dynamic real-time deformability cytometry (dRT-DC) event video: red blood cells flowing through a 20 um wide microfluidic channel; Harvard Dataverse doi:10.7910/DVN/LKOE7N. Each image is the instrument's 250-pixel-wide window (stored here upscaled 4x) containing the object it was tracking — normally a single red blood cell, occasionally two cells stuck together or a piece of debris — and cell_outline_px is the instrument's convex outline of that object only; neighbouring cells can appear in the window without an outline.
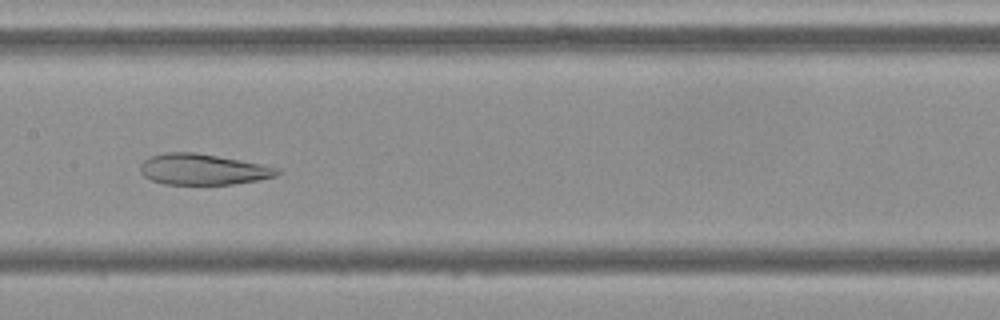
{"species": "Egyptian fruit bat (a non-hibernating species)", "species_latin": "Rousettus aegyptiacus", "temperature_condition": "cold", "stored_images_in_passage": 56, "segment_of_instrument_passage": [1, 2], "camera_frame_rate_fps": 3000, "um_per_image_px": 0.085, "frame": {"image": 1, "passage_image": 27, "time_ms": 8.667, "image_size_px": [1000, 320], "cell_outline_px": [[284, 172], [276, 176], [256, 180], [232, 184], [164, 184], [152, 180], [144, 176], [140, 172], [140, 164], [148, 156], [164, 152], [196, 152], [284, 168]], "centroid_in_image_um": [17.27, 14.38], "position_along_channel_um": 190.1, "area_um2": 24.91}}
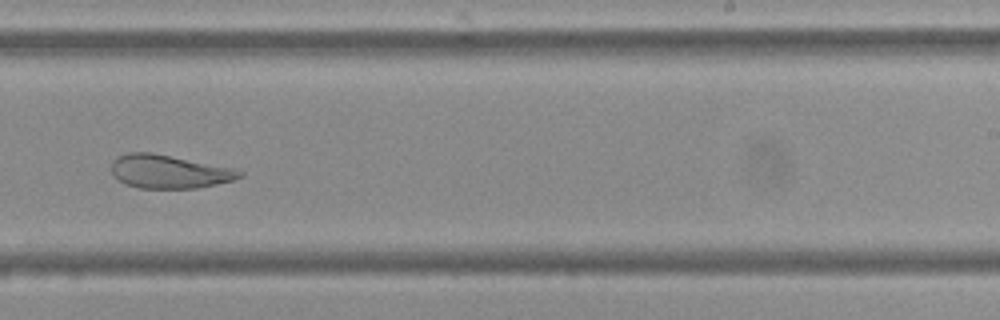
{"frame": {"image": 2, "passage_image": 34, "time_ms": 11.0, "image_size_px": [1000, 320], "cell_outline_px": [[244, 176], [232, 180], [216, 184], [196, 188], [140, 188], [124, 184], [112, 176], [112, 160], [116, 156], [128, 152], [152, 152], [232, 168], [244, 172]], "centroid_in_image_um": [14.32, 14.58], "position_along_channel_um": 274.7, "area_um2": 25.03}}
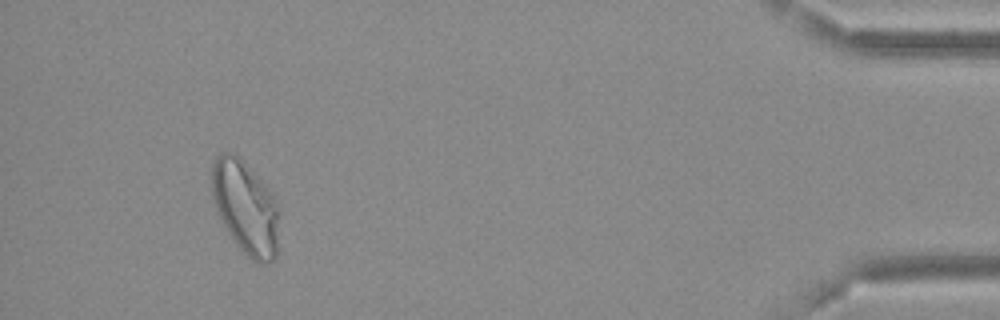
{"frame": {"image": 3, "passage_image": 51, "time_ms": 16.667, "image_size_px": [1000, 320], "cell_outline_px": [[280, 212], [276, 256], [268, 264], [260, 264], [252, 260], [236, 244], [228, 232], [216, 212], [212, 196], [208, 172], [216, 156], [220, 152], [236, 152], [268, 188], [280, 204]], "centroid_in_image_um": [20.85, 17.58], "position_along_channel_um": 414.3, "area_um2": 37.74}}